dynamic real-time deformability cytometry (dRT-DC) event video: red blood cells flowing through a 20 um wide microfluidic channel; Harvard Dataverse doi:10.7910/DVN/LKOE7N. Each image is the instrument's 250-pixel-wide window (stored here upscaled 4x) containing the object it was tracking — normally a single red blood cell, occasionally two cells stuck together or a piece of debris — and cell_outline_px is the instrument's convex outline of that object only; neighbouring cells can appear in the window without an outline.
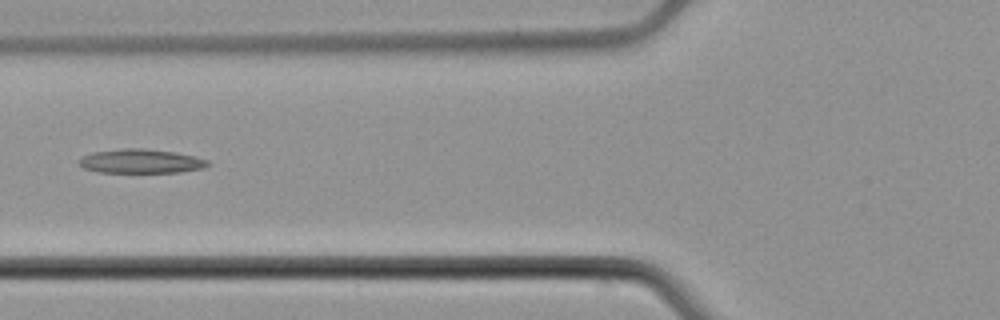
{"species": "common noctule bat (a hibernating species)", "species_latin": "Nyctalus noctula", "temperature_condition": "cold", "stored_images_in_passage": 3, "camera_frame_rate_fps": 3000, "um_per_image_px": 0.085, "animal": {"sex": "male", "body_mass_g": 21.5, "forearm_length_mm": 52.0}, "frame": {"image": 1, "passage_image": 2, "time_ms": 1.333, "image_size_px": [1000, 320], "cell_outline_px": [[208, 164], [204, 168], [180, 172], [96, 172], [84, 168], [80, 164], [80, 160], [84, 156], [92, 152], [124, 148], [144, 148], [176, 152], [208, 160]], "centroid_in_image_um": [11.98, 13.7], "position_along_channel_um": 113.8, "area_um2": 17.92}}
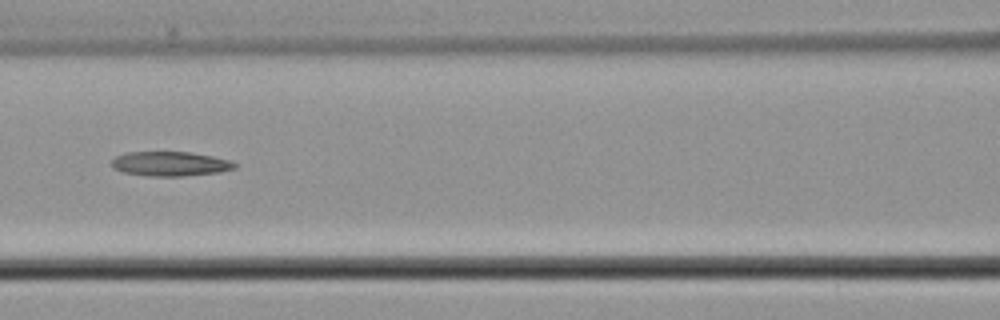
{"frame": {"image": 2, "passage_image": 3, "time_ms": 2.333, "image_size_px": [1000, 320], "cell_outline_px": [[236, 168], [220, 172], [184, 176], [148, 176], [124, 172], [112, 168], [112, 160], [116, 156], [124, 152], [192, 152], [212, 156], [228, 160], [236, 164]], "centroid_in_image_um": [14.45, 13.92], "position_along_channel_um": 152.1, "area_um2": 17.57}}